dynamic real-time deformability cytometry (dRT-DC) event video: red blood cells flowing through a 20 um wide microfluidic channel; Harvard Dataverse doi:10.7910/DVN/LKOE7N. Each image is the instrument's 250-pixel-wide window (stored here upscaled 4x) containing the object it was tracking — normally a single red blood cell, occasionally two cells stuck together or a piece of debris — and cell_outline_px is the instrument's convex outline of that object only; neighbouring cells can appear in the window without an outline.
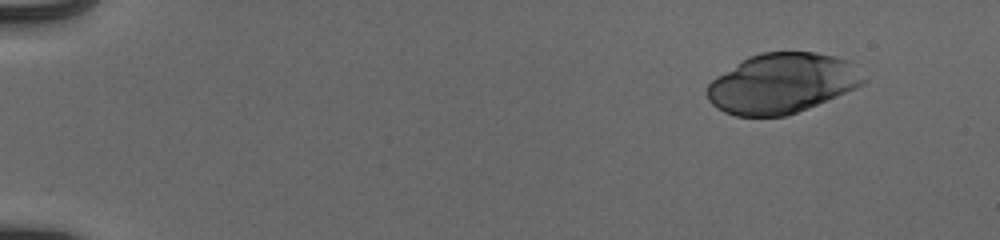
{"species": "human", "species_latin": "Homo sapiens", "temperature_condition": "cold", "stored_images_in_passage": 49, "camera_frame_rate_fps": 3000, "um_per_image_px": 0.085, "donor": {"sex": "male"}, "frame": {"image": 1, "passage_image": 1, "time_ms": 0.0, "image_size_px": [1000, 240], "cell_outline_px": [[864, 84], [856, 88], [808, 108], [784, 116], [736, 116], [724, 112], [716, 108], [708, 100], [704, 92], [704, 88], [716, 76], [748, 56], [760, 52], [816, 52], [852, 60], [864, 80]], "centroid_in_image_um": [66.43, 7.07], "position_along_channel_um": 18.6, "area_um2": 54.91}}
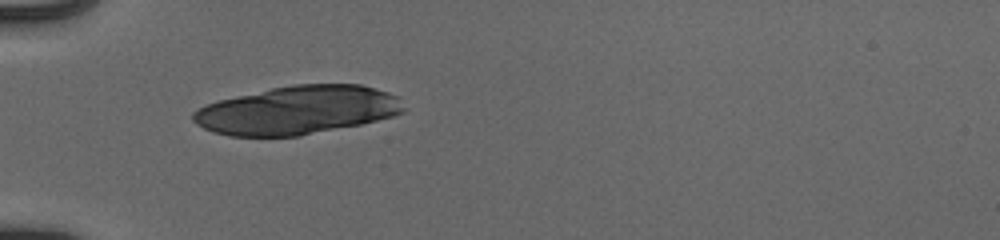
{"frame": {"image": 2, "passage_image": 14, "time_ms": 4.333, "image_size_px": [1000, 240], "cell_outline_px": [[408, 108], [404, 112], [392, 116], [360, 124], [300, 136], [228, 136], [212, 132], [196, 124], [192, 120], [192, 112], [208, 104], [220, 100], [236, 96], [272, 88], [292, 84], [360, 84], [376, 88], [400, 96]], "centroid_in_image_um": [25.33, 9.36], "position_along_channel_um": 59.7, "area_um2": 59.65}}